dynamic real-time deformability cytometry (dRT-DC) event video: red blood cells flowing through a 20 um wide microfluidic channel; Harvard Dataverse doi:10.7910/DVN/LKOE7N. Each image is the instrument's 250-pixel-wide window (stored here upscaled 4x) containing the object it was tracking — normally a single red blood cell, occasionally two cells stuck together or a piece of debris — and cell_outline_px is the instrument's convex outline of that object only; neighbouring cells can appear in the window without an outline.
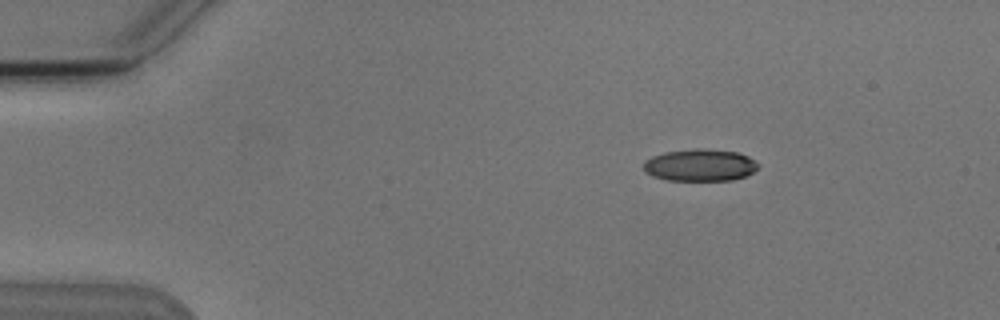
{"species": "Egyptian fruit bat (a non-hibernating species)", "species_latin": "Rousettus aegyptiacus", "temperature_condition": "cold", "stored_images_in_passage": 8, "camera_frame_rate_fps": 3000, "um_per_image_px": 0.085, "animal": {"sex": "male"}, "frame": {"image": 1, "passage_image": 3, "time_ms": 2.333, "image_size_px": [1000, 320], "cell_outline_px": [[756, 168], [752, 172], [744, 176], [732, 180], [668, 180], [652, 176], [644, 172], [644, 164], [652, 156], [664, 152], [736, 152], [748, 156], [756, 164]], "centroid_in_image_um": [59.45, 14.1], "position_along_channel_um": 25.5, "area_um2": 20.0}}
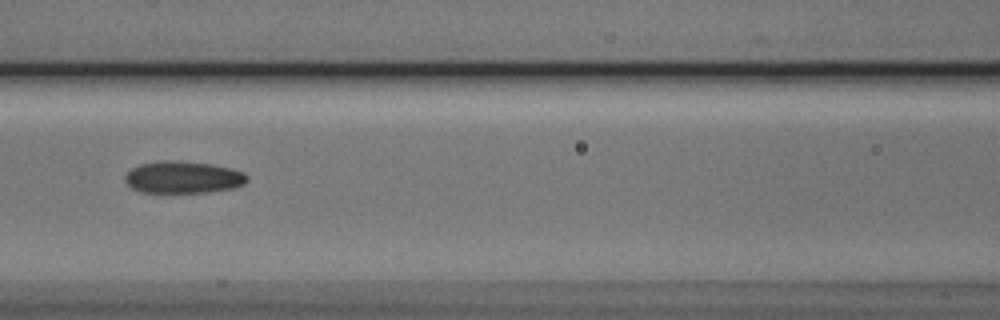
{"frame": {"image": 2, "passage_image": 7, "time_ms": 7.667, "image_size_px": [1000, 320], "cell_outline_px": [[248, 180], [244, 184], [232, 188], [208, 192], [140, 192], [132, 188], [124, 180], [124, 176], [132, 168], [140, 164], [160, 160], [176, 160], [212, 164], [244, 172], [248, 176]], "centroid_in_image_um": [15.55, 15.06], "position_along_channel_um": 151.0, "area_um2": 22.83}}
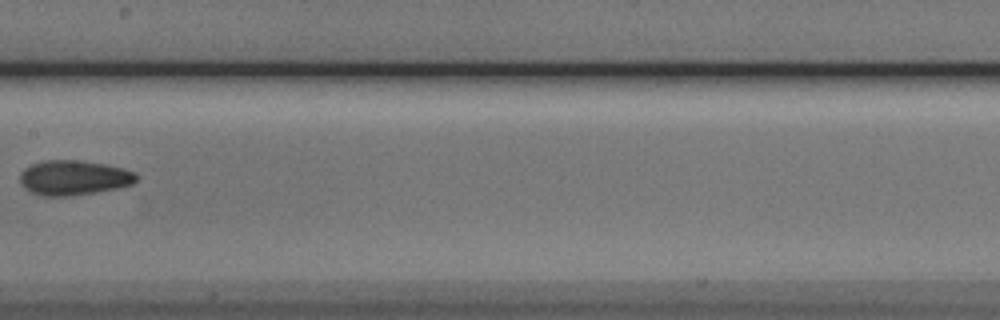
{"frame": {"image": 3, "passage_image": 8, "time_ms": 9.0, "image_size_px": [1000, 320], "cell_outline_px": [[136, 180], [132, 184], [116, 188], [96, 192], [72, 196], [40, 196], [24, 188], [20, 184], [20, 172], [24, 168], [32, 164], [44, 160], [76, 160], [104, 164], [136, 172]], "centroid_in_image_um": [6.22, 15.11], "position_along_channel_um": 201.2, "area_um2": 23.58}}